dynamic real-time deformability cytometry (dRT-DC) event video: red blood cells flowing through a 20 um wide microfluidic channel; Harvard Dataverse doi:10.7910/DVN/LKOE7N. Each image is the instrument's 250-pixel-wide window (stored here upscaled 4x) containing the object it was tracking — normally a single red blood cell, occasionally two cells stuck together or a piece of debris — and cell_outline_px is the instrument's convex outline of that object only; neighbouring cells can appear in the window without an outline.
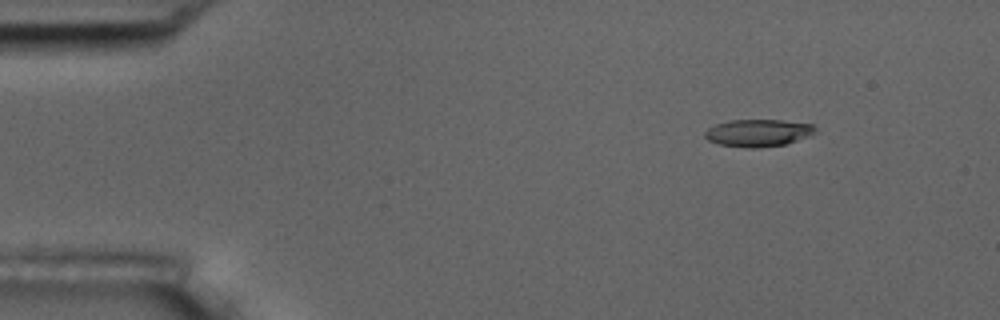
{"species": "common noctule bat (a hibernating species)", "species_latin": "Nyctalus noctula", "temperature_condition": "room temperature", "stored_images_in_passage": 8, "camera_frame_rate_fps": 3000, "um_per_image_px": 0.085, "animal": {"sex": "male", "body_mass_g": 17.5, "forearm_length_mm": 52.3}, "frame": {"image": 1, "passage_image": 2, "time_ms": 1.0, "image_size_px": [1000, 320], "cell_outline_px": [[816, 128], [812, 136], [784, 144], [756, 148], [748, 148], [720, 144], [708, 140], [704, 136], [704, 132], [708, 128], [716, 124], [732, 120], [780, 120], [812, 124]], "centroid_in_image_um": [64.45, 11.29], "position_along_channel_um": 20.6, "area_um2": 17.46}}
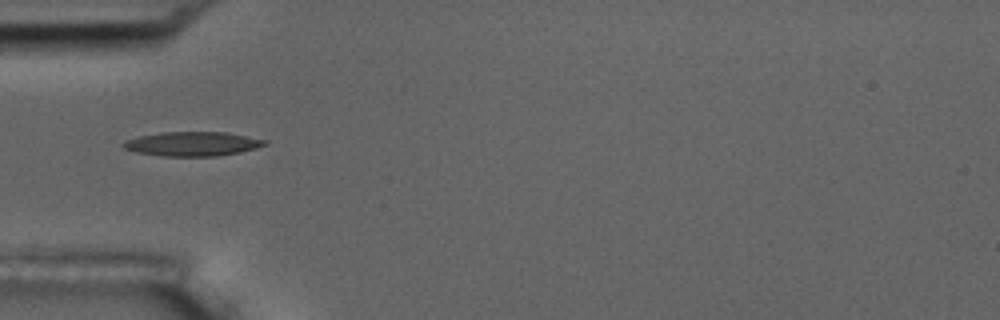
{"frame": {"image": 2, "passage_image": 5, "time_ms": 4.667, "image_size_px": [1000, 320], "cell_outline_px": [[268, 144], [256, 148], [240, 152], [216, 156], [160, 156], [136, 152], [124, 148], [120, 144], [124, 140], [136, 136], [160, 132], [228, 132], [268, 140]], "centroid_in_image_um": [16.33, 12.22], "position_along_channel_um": 68.7, "area_um2": 20.29}}
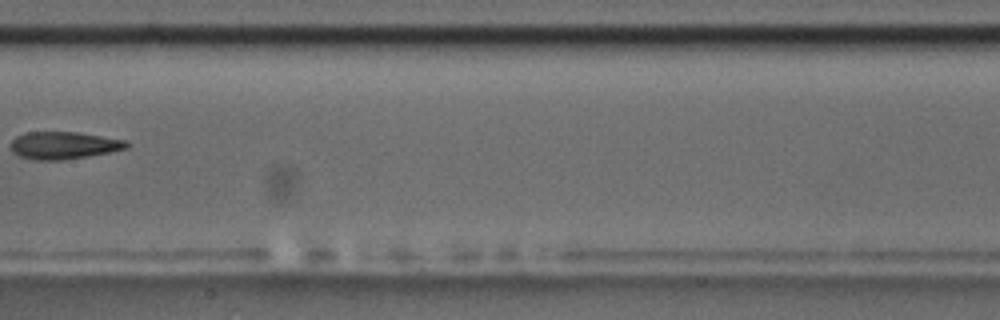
{"frame": {"image": 3, "passage_image": 8, "time_ms": 8.333, "image_size_px": [1000, 320], "cell_outline_px": [[132, 144], [128, 148], [88, 156], [60, 160], [36, 160], [20, 156], [12, 152], [12, 140], [16, 136], [24, 132], [80, 132], [124, 140]], "centroid_in_image_um": [5.43, 12.35], "position_along_channel_um": 202.0, "area_um2": 18.44}}